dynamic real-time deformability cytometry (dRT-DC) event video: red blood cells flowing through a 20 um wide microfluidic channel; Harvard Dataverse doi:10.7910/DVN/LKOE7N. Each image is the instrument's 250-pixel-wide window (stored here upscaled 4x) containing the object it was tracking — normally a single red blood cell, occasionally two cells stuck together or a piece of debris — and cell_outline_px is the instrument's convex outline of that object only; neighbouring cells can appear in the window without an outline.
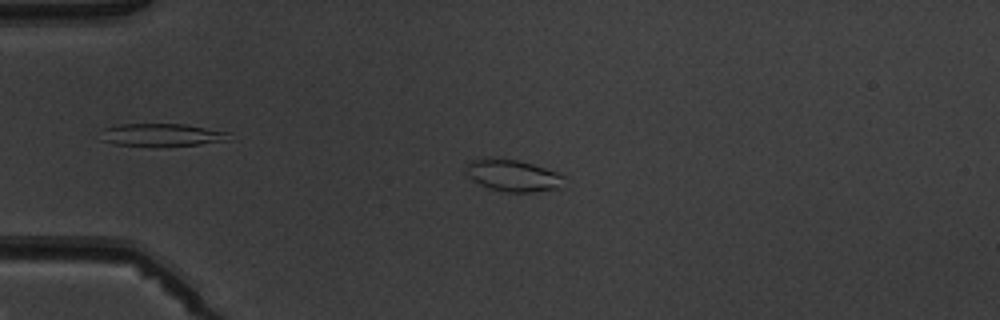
{"species": "common noctule bat (a hibernating species)", "species_latin": "Nyctalus noctula", "temperature_condition": "warm", "stored_images_in_passage": 3, "camera_frame_rate_fps": 3000, "um_per_image_px": 0.085, "animal": {"sex": "male", "body_mass_g": 19.5, "forearm_length_mm": 54.6}, "frame": {"image": 1, "passage_image": 2, "time_ms": 2.333, "image_size_px": [1000, 320], "cell_outline_px": [[564, 176], [560, 188], [536, 192], [504, 192], [488, 188], [472, 180], [464, 172], [468, 160], [484, 156], [516, 160], [532, 164], [556, 172]], "centroid_in_image_um": [43.51, 14.9], "position_along_channel_um": 41.5, "area_um2": 18.5}}